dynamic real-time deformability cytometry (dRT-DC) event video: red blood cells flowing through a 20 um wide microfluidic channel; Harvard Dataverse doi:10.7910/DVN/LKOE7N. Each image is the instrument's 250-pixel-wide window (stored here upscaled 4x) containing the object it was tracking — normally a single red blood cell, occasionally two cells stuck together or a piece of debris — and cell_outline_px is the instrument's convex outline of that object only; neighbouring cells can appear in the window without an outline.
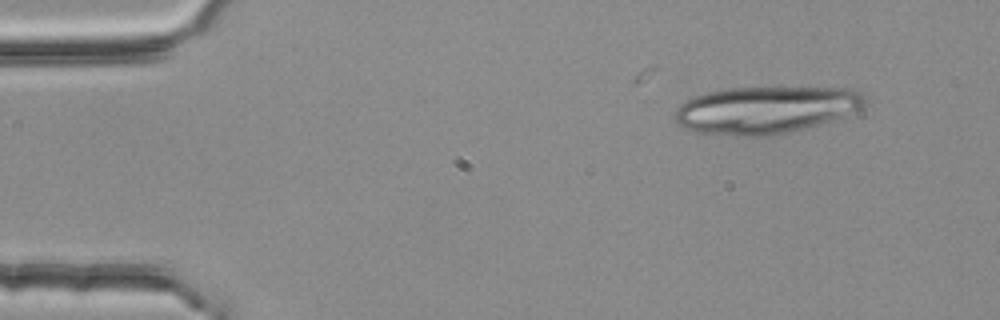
{"species": "common noctule bat (a hibernating species)", "species_latin": "Nyctalus noctula", "temperature_condition": "room temperature", "stored_images_in_passage": 6, "camera_frame_rate_fps": 3000, "um_per_image_px": 0.085, "animal": {"sex": "female", "body_mass_g": 25.1}, "frame": {"image": 1, "passage_image": 3, "time_ms": 0.667, "image_size_px": [1000, 320], "cell_outline_px": [[868, 92], [864, 104], [860, 108], [844, 116], [816, 124], [800, 128], [764, 136], [744, 136], [700, 132], [684, 128], [676, 120], [676, 108], [680, 104], [696, 96], [708, 92], [728, 88], [856, 88]], "centroid_in_image_um": [65.13, 9.31], "position_along_channel_um": 19.9, "area_um2": 51.5}}